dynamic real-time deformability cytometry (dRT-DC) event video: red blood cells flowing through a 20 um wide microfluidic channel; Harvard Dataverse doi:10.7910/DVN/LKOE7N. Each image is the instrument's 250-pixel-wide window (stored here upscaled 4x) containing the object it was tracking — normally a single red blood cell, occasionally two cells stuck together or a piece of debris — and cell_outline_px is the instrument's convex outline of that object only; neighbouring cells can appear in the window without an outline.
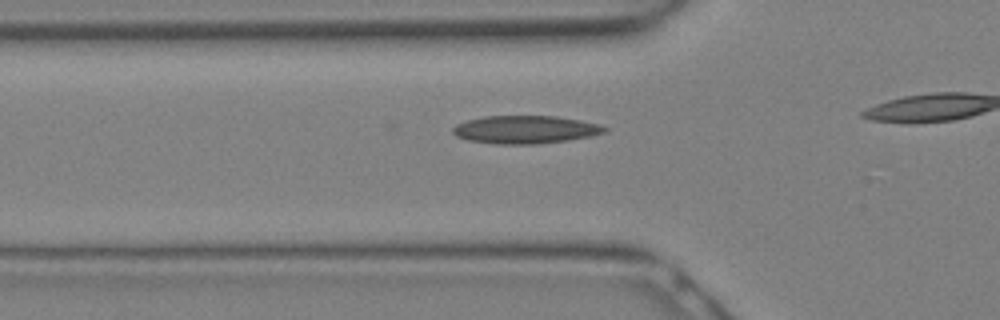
{"species": "Egyptian fruit bat (a non-hibernating species)", "species_latin": "Rousettus aegyptiacus", "temperature_condition": "warm", "stored_images_in_passage": 13, "camera_frame_rate_fps": 3000, "um_per_image_px": 0.085, "animal": {"sex": "female"}, "frame": {"image": 1, "passage_image": 8, "time_ms": 2.333, "image_size_px": [1000, 320], "cell_outline_px": [[608, 128], [604, 132], [588, 136], [568, 140], [532, 144], [496, 144], [468, 140], [456, 136], [452, 132], [452, 128], [456, 124], [468, 120], [484, 116], [556, 116], [580, 120], [600, 124]], "centroid_in_image_um": [44.62, 11.01], "position_along_channel_um": 81.2, "area_um2": 24.57}}
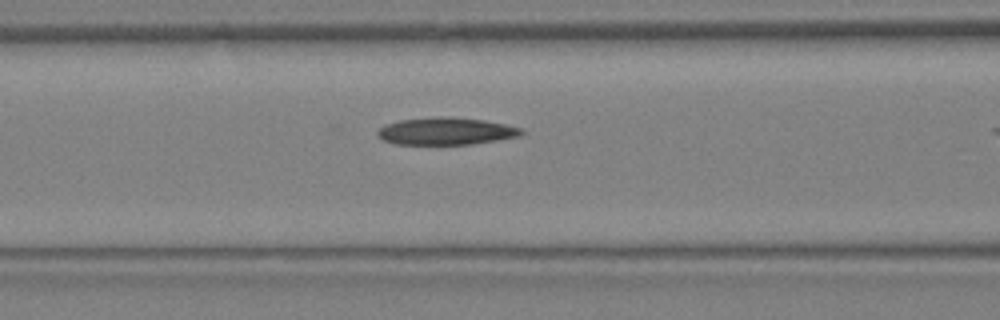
{"frame": {"image": 2, "passage_image": 10, "time_ms": 3.0, "image_size_px": [1000, 320], "cell_outline_px": [[524, 132], [520, 136], [472, 144], [396, 144], [384, 140], [376, 132], [380, 128], [388, 124], [400, 120], [448, 116], [484, 120], [524, 128]], "centroid_in_image_um": [37.96, 11.15], "position_along_channel_um": 128.6, "area_um2": 22.6}}